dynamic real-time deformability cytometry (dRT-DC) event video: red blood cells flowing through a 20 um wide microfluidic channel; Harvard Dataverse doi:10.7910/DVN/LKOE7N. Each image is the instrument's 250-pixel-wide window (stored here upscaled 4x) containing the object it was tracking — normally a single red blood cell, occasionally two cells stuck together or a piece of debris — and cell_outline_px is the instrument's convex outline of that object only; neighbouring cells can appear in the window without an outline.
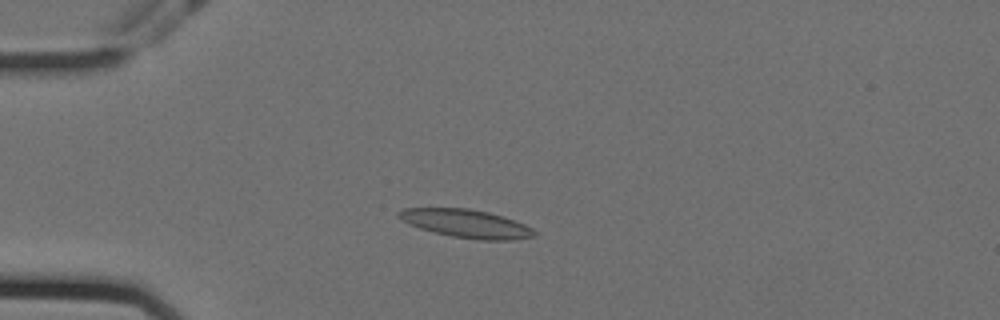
{"species": "Egyptian fruit bat (a non-hibernating species)", "species_latin": "Rousettus aegyptiacus", "temperature_condition": "cold", "stored_images_in_passage": 46, "camera_frame_rate_fps": 3000, "um_per_image_px": 0.085, "animal": {"sex": "female"}, "frame": {"image": 1, "passage_image": 4, "time_ms": 1.0, "image_size_px": [1000, 320], "cell_outline_px": [[536, 236], [512, 240], [480, 240], [452, 236], [420, 228], [408, 224], [400, 220], [396, 216], [396, 212], [404, 208], [468, 208], [488, 212], [504, 216], [524, 224], [532, 228], [536, 232]], "centroid_in_image_um": [39.61, 19.0], "position_along_channel_um": 45.4, "area_um2": 22.37}}
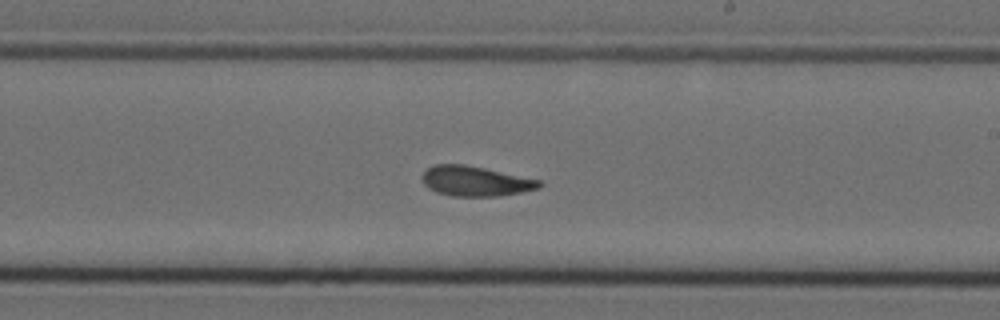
{"frame": {"image": 2, "passage_image": 23, "time_ms": 7.333, "image_size_px": [1000, 320], "cell_outline_px": [[544, 184], [540, 188], [520, 192], [496, 196], [452, 196], [436, 192], [428, 188], [424, 184], [420, 176], [432, 164], [464, 164], [484, 168], [540, 180]], "centroid_in_image_um": [40.38, 15.39], "position_along_channel_um": 248.6, "area_um2": 20.46}}
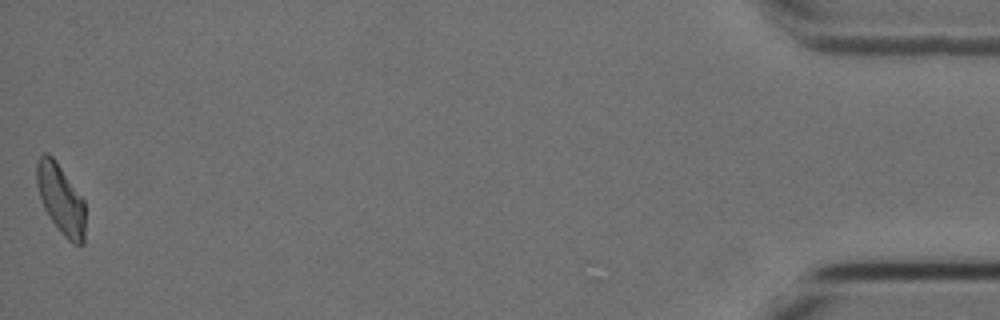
{"frame": {"image": 3, "passage_image": 46, "time_ms": 15.0, "image_size_px": [1000, 320], "cell_outline_px": [[84, 244], [72, 244], [60, 232], [44, 208], [36, 184], [36, 164], [40, 156], [44, 152], [48, 152], [52, 156], [84, 200]], "centroid_in_image_um": [5.15, 16.92], "position_along_channel_um": 430.0, "area_um2": 19.48}, "authors_computed_cell_mechanics": {"area_um2": 20.5768, "velocity_mm_per_s": 3.5519, "shape_relaxation_time_tau1_ms": 7.4232, "shape_relaxation_time_tau2_ms": 3.072, "deformation_change_tau1": 0.1783, "deformation_change_tau2": 0.1008}}